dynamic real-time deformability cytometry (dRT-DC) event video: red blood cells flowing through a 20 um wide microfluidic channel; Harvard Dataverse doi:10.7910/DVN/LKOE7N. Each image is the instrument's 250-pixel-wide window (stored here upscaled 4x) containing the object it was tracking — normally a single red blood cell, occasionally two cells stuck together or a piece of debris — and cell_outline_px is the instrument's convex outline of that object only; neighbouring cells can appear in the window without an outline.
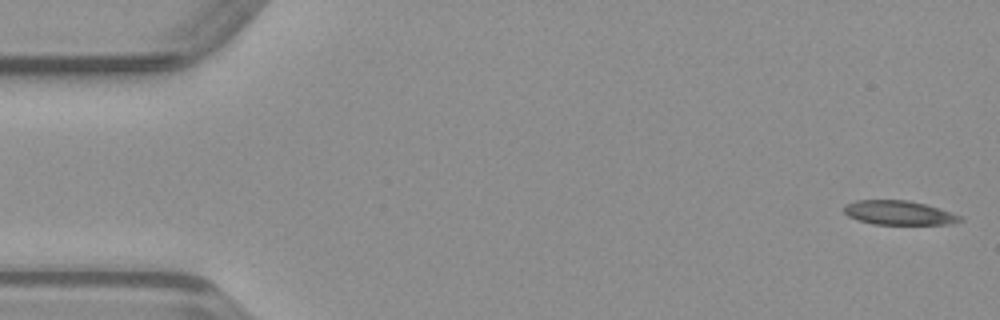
{"species": "common noctule bat (a hibernating species)", "species_latin": "Nyctalus noctula", "temperature_condition": "warm", "stored_images_in_passage": 48, "camera_frame_rate_fps": 3000, "um_per_image_px": 0.085, "animal": {"sex": "male", "body_mass_g": 23.1, "forearm_length_mm": 52.7}, "frame": {"image": 1, "passage_image": 1, "time_ms": 0.0, "image_size_px": [1000, 320], "cell_outline_px": [[964, 220], [952, 224], [872, 224], [848, 216], [844, 212], [844, 204], [856, 200], [908, 200], [924, 204], [960, 216]], "centroid_in_image_um": [76.36, 18.08], "position_along_channel_um": 8.6, "area_um2": 16.13}}
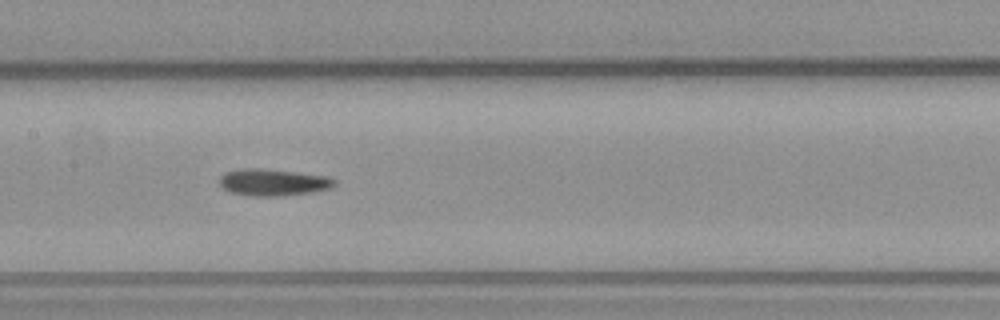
{"frame": {"image": 2, "passage_image": 23, "time_ms": 7.333, "image_size_px": [1000, 320], "cell_outline_px": [[336, 184], [328, 188], [312, 192], [280, 196], [252, 196], [232, 192], [224, 188], [220, 184], [220, 176], [224, 172], [240, 168], [260, 168], [328, 176], [336, 180]], "centroid_in_image_um": [23.2, 15.49], "position_along_channel_um": 184.2, "area_um2": 17.86}}
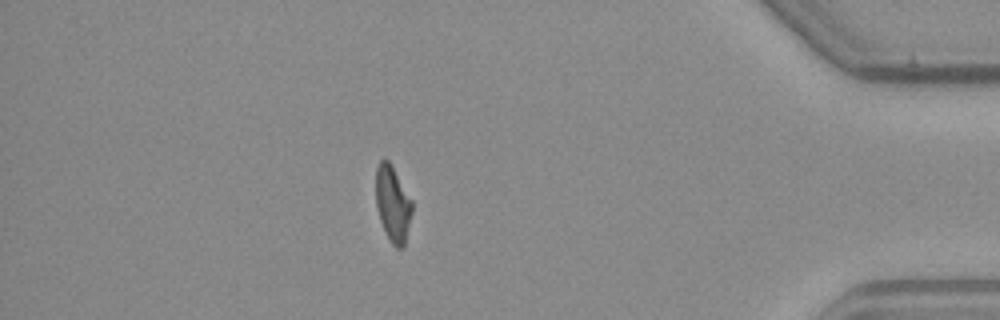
{"frame": {"image": 3, "passage_image": 42, "time_ms": 13.667, "image_size_px": [1000, 320], "cell_outline_px": [[412, 212], [404, 244], [400, 248], [396, 248], [392, 244], [380, 220], [376, 204], [376, 168], [380, 160], [384, 156], [392, 164], [412, 200]], "centroid_in_image_um": [33.38, 17.25], "position_along_channel_um": 401.8, "area_um2": 15.95}}